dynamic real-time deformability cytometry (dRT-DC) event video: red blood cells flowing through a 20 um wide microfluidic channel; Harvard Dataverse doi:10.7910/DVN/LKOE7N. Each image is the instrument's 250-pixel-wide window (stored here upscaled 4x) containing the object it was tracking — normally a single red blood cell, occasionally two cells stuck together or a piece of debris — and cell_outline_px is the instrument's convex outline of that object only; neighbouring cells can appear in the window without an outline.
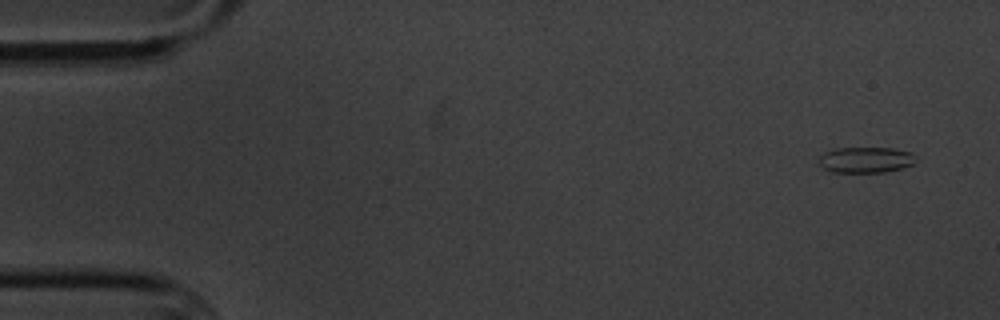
{"species": "common noctule bat (a hibernating species)", "species_latin": "Nyctalus noctula", "temperature_condition": "cold", "stored_images_in_passage": 5, "camera_frame_rate_fps": 3000, "um_per_image_px": 0.085, "animal": {"sex": "male", "body_mass_g": 20.1, "forearm_length_mm": 53.5}, "frame": {"image": 1, "passage_image": 1, "time_ms": 0.0, "image_size_px": [1000, 320], "cell_outline_px": [[916, 156], [912, 164], [904, 168], [884, 172], [832, 172], [824, 168], [816, 160], [824, 152], [836, 148], [892, 148], [912, 152]], "centroid_in_image_um": [73.58, 13.58], "position_along_channel_um": 11.4, "area_um2": 14.68}}